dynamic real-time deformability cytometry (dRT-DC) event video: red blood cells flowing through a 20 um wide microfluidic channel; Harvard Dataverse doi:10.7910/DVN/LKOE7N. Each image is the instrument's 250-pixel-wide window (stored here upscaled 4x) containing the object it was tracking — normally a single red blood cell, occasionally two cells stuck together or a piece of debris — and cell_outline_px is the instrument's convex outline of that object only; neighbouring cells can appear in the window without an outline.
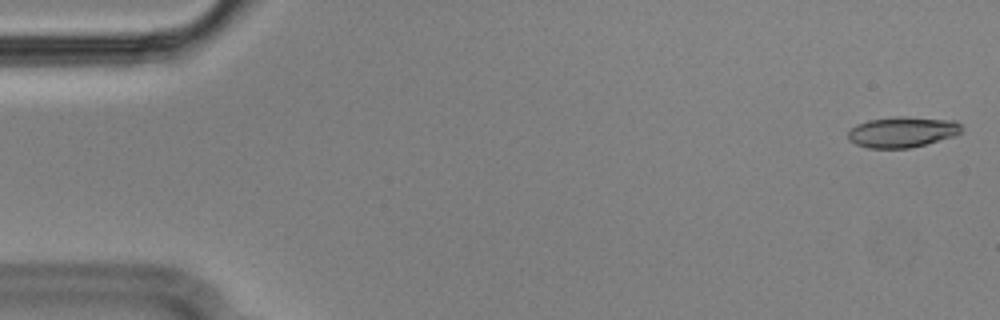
{"species": "Egyptian fruit bat (a non-hibernating species)", "species_latin": "Rousettus aegyptiacus", "temperature_condition": "cold", "stored_images_in_passage": 55, "camera_frame_rate_fps": 3000, "um_per_image_px": 0.085, "animal": {"sex": "male"}, "frame": {"image": 1, "passage_image": 1, "time_ms": 0.0, "image_size_px": [1000, 320], "cell_outline_px": [[964, 128], [960, 132], [952, 136], [924, 144], [908, 148], [868, 148], [856, 144], [848, 140], [848, 132], [856, 124], [868, 120], [896, 116], [908, 116], [956, 120]], "centroid_in_image_um": [76.69, 11.2], "position_along_channel_um": 8.3, "area_um2": 20.35}}
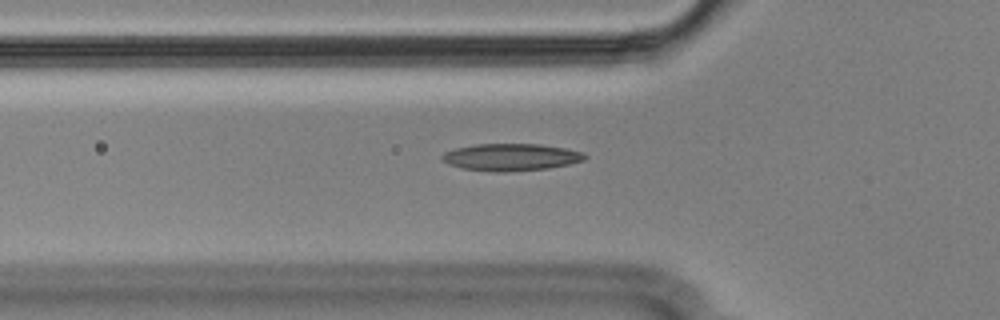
{"frame": {"image": 2, "passage_image": 18, "time_ms": 5.667, "image_size_px": [1000, 320], "cell_outline_px": [[588, 156], [584, 160], [568, 164], [548, 168], [504, 172], [492, 172], [464, 168], [448, 164], [440, 156], [444, 152], [456, 148], [476, 144], [540, 144], [564, 148], [580, 152]], "centroid_in_image_um": [43.41, 13.36], "position_along_channel_um": 82.4, "area_um2": 22.37}}
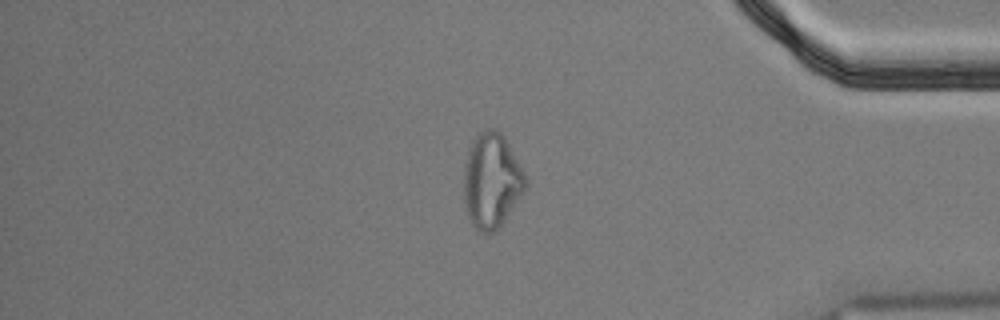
{"frame": {"image": 3, "passage_image": 46, "time_ms": 15.0, "image_size_px": [1000, 320], "cell_outline_px": [[528, 184], [496, 232], [484, 232], [476, 228], [468, 220], [464, 200], [464, 164], [468, 148], [472, 140], [480, 132], [488, 128], [496, 128], [504, 136], [528, 180]], "centroid_in_image_um": [41.76, 15.34], "position_along_channel_um": 393.4, "area_um2": 34.04}, "authors_computed_cell_mechanics": {"area_um2": 21.5594, "velocity_mm_per_s": 3.6104, "shape_relaxation_time_tau1_ms": null, "shape_relaxation_time_tau2_ms": 2.3145, "deformation_change_tau1": null, "deformation_change_tau2": 0.1077}}